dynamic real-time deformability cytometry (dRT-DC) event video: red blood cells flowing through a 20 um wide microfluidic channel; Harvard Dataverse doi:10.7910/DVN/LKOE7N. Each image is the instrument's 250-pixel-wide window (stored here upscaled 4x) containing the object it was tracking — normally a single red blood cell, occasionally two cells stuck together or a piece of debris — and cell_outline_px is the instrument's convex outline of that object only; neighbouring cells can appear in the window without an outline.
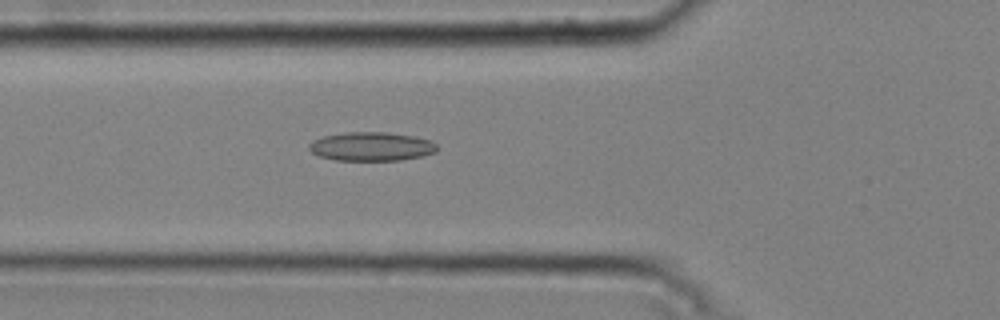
{"species": "common noctule bat (a hibernating species)", "species_latin": "Nyctalus noctula", "temperature_condition": "cold", "stored_images_in_passage": 41, "camera_frame_rate_fps": 3000, "um_per_image_px": 0.085, "animal": {"sex": "male", "body_mass_g": 20.4}, "frame": {"image": 1, "passage_image": 11, "time_ms": 3.333, "image_size_px": [1000, 320], "cell_outline_px": [[436, 152], [420, 156], [400, 160], [336, 160], [320, 156], [312, 152], [308, 148], [308, 144], [312, 140], [324, 136], [344, 132], [388, 132], [416, 136], [432, 140], [436, 144]], "centroid_in_image_um": [31.57, 12.44], "position_along_channel_um": 94.2, "area_um2": 21.56}}
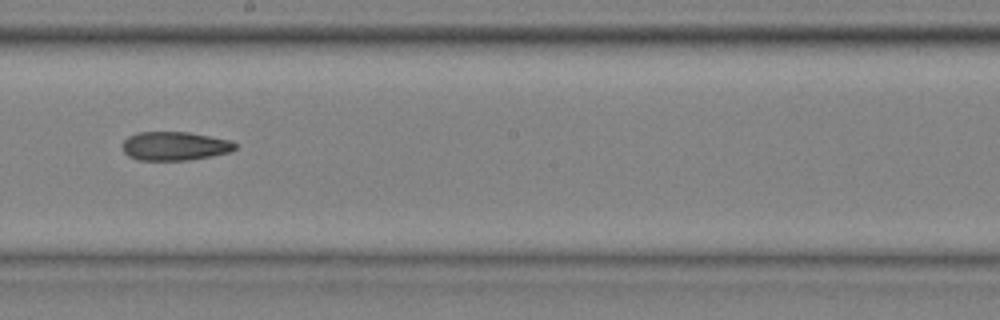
{"frame": {"image": 2, "passage_image": 22, "time_ms": 7.0, "image_size_px": [1000, 320], "cell_outline_px": [[236, 148], [228, 152], [212, 156], [188, 160], [136, 160], [128, 156], [124, 152], [124, 140], [128, 136], [136, 132], [188, 132], [232, 140], [236, 144]], "centroid_in_image_um": [14.85, 12.41], "position_along_channel_um": 233.3, "area_um2": 18.9}}
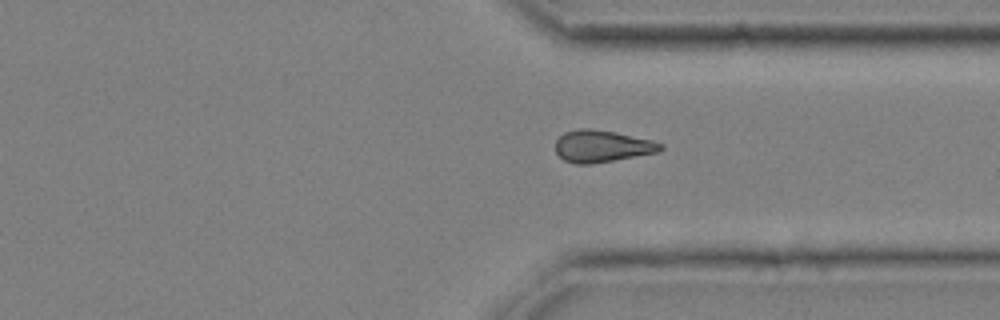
{"frame": {"image": 3, "passage_image": 32, "time_ms": 10.333, "image_size_px": [1000, 320], "cell_outline_px": [[664, 148], [660, 152], [592, 164], [576, 164], [564, 160], [556, 152], [556, 140], [564, 132], [580, 128], [592, 128], [616, 132], [652, 140], [664, 144]], "centroid_in_image_um": [51.2, 12.42], "position_along_channel_um": 360.2, "area_um2": 19.77}, "authors_computed_cell_mechanics": {"area_um2": 19.4786, "velocity_mm_per_s": 3.7847, "shape_relaxation_time_tau1_ms": null, "shape_relaxation_time_tau2_ms": 7.0581, "deformation_change_tau1": null, "deformation_change_tau2": 0.1635}}